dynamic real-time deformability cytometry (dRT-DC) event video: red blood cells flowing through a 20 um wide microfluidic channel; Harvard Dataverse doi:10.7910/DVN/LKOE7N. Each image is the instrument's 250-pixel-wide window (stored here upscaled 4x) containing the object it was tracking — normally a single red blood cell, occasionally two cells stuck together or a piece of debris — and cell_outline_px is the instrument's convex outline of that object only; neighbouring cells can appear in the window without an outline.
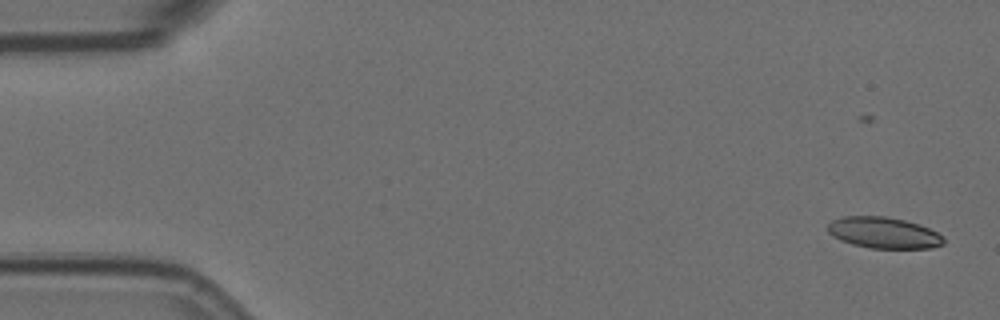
{"species": "Egyptian fruit bat (a non-hibernating species)", "species_latin": "Rousettus aegyptiacus", "temperature_condition": "room temperature", "stored_images_in_passage": 6, "camera_frame_rate_fps": 3000, "um_per_image_px": 0.085, "animal": {"sex": "female"}, "frame": {"image": 1, "passage_image": 2, "time_ms": 0.333, "image_size_px": [1000, 320], "cell_outline_px": [[944, 244], [932, 248], [872, 248], [852, 244], [840, 240], [832, 236], [828, 232], [828, 224], [832, 220], [844, 216], [884, 216], [904, 220], [928, 228], [944, 236]], "centroid_in_image_um": [75.1, 19.79], "position_along_channel_um": 9.9, "area_um2": 20.98}}
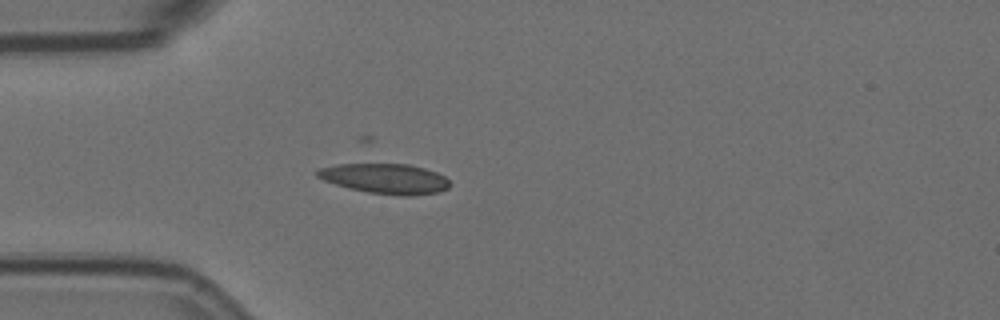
{"frame": {"image": 2, "passage_image": 6, "time_ms": 1.667, "image_size_px": [1000, 320], "cell_outline_px": [[452, 184], [448, 188], [440, 192], [408, 196], [400, 196], [368, 192], [348, 188], [324, 180], [316, 176], [316, 172], [320, 168], [336, 164], [408, 164], [424, 168], [436, 172], [444, 176]], "centroid_in_image_um": [32.77, 15.19], "position_along_channel_um": 52.2, "area_um2": 23.24}}